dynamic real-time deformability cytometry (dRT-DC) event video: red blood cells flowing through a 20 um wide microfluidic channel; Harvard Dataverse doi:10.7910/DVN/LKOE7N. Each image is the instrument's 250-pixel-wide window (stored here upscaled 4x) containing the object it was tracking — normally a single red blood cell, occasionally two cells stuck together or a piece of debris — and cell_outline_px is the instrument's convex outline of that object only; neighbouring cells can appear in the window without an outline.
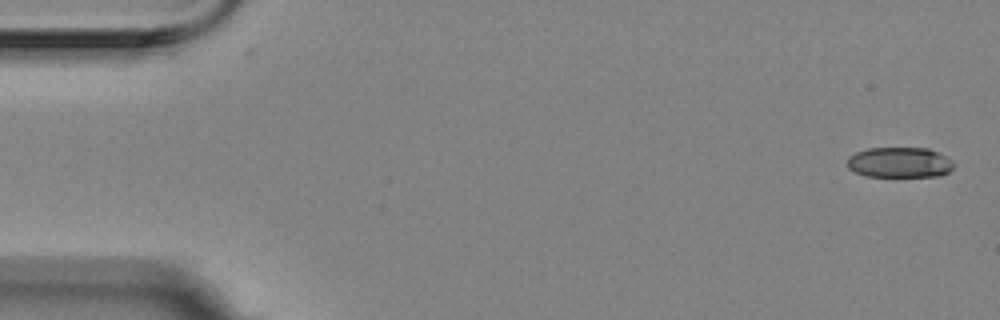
{"species": "Egyptian fruit bat (a non-hibernating species)", "species_latin": "Rousettus aegyptiacus", "temperature_condition": "room temperature", "stored_images_in_passage": 5, "camera_frame_rate_fps": 3000, "um_per_image_px": 0.085, "animal": {"sex": "female"}, "frame": {"image": 1, "passage_image": 1, "time_ms": 0.0, "image_size_px": [1000, 320], "cell_outline_px": [[956, 164], [948, 172], [940, 176], [864, 176], [848, 168], [848, 156], [856, 152], [868, 148], [928, 148], [952, 160]], "centroid_in_image_um": [76.46, 13.81], "position_along_channel_um": 8.5, "area_um2": 18.84}}
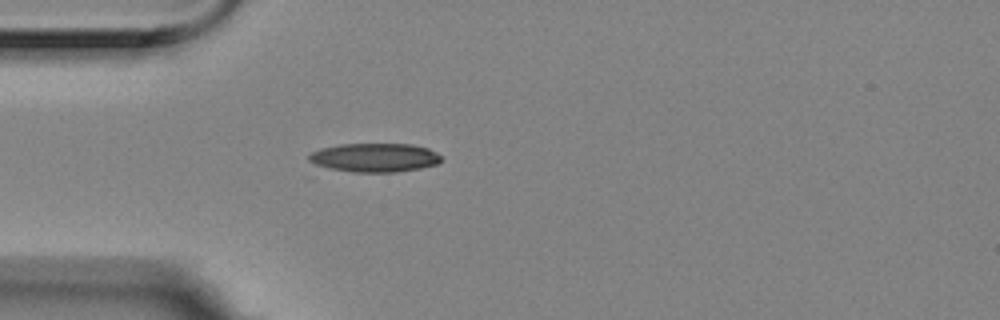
{"frame": {"image": 2, "passage_image": 5, "time_ms": 1.333, "image_size_px": [1000, 320], "cell_outline_px": [[440, 160], [436, 164], [420, 168], [396, 172], [352, 172], [312, 168], [308, 160], [308, 156], [312, 152], [320, 148], [340, 144], [412, 144], [428, 148], [436, 152], [440, 156]], "centroid_in_image_um": [31.7, 13.41], "position_along_channel_um": 53.3, "area_um2": 22.77}}